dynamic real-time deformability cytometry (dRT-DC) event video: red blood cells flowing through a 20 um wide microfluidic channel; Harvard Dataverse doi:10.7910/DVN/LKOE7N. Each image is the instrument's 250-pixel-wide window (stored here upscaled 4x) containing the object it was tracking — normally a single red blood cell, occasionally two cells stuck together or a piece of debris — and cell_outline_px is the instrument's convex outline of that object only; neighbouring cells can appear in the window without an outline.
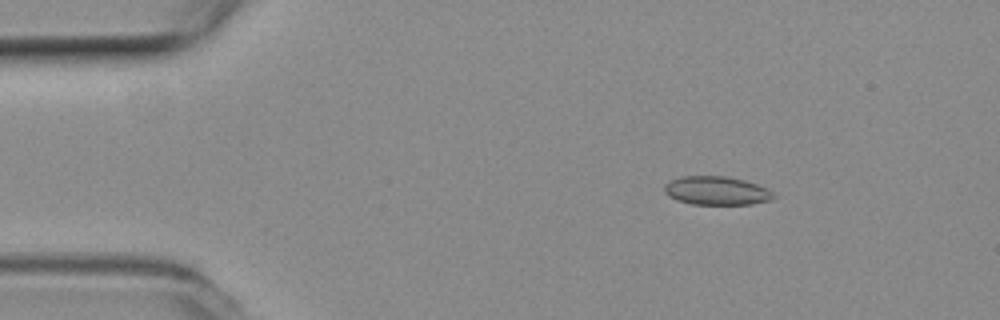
{"species": "common noctule bat (a hibernating species)", "species_latin": "Nyctalus noctula", "temperature_condition": "room temperature", "stored_images_in_passage": 6, "camera_frame_rate_fps": 3000, "um_per_image_px": 0.085, "animal": {"sex": "female", "body_mass_g": 19.3, "forearm_length_mm": 54.1}, "frame": {"image": 1, "passage_image": 3, "time_ms": 0.667, "image_size_px": [1000, 320], "cell_outline_px": [[776, 196], [772, 200], [752, 204], [692, 204], [676, 200], [668, 196], [664, 192], [664, 184], [680, 176], [724, 176], [744, 180], [768, 188]], "centroid_in_image_um": [60.9, 16.21], "position_along_channel_um": 24.1, "area_um2": 18.26}}
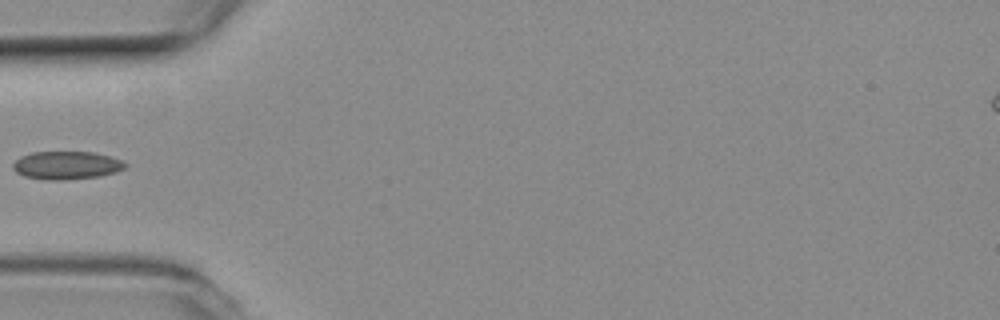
{"frame": {"image": 2, "passage_image": 5, "time_ms": 1.333, "image_size_px": [1000, 320], "cell_outline_px": [[128, 164], [124, 168], [116, 172], [100, 176], [64, 180], [44, 180], [24, 176], [16, 172], [12, 168], [12, 164], [20, 156], [32, 152], [92, 152], [112, 156], [124, 160]], "centroid_in_image_um": [5.67, 14.05], "position_along_channel_um": 79.3, "area_um2": 18.61}}
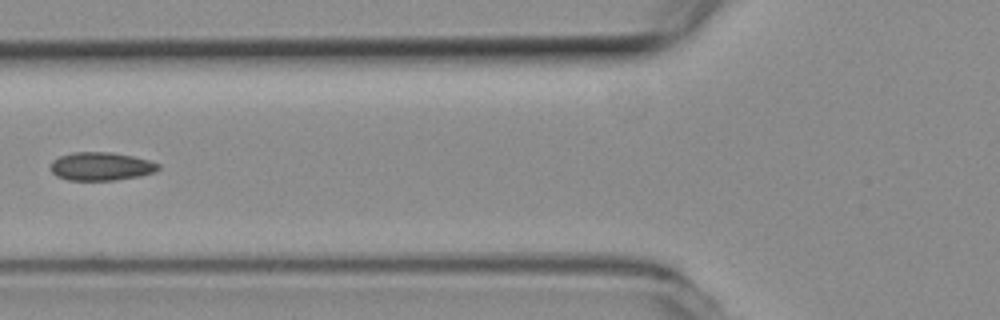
{"frame": {"image": 3, "passage_image": 6, "time_ms": 1.667, "image_size_px": [1000, 320], "cell_outline_px": [[160, 168], [156, 172], [140, 176], [116, 180], [68, 180], [56, 176], [48, 168], [52, 160], [60, 156], [72, 152], [112, 152], [132, 156], [148, 160], [160, 164]], "centroid_in_image_um": [8.57, 14.14], "position_along_channel_um": 117.2, "area_um2": 17.98}}